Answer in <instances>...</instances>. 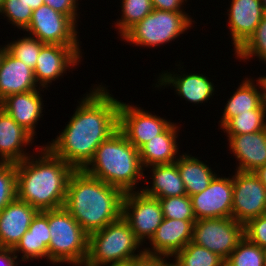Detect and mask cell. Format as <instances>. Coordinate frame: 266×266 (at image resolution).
I'll return each mask as SVG.
<instances>
[{"instance_id":"30","label":"cell","mask_w":266,"mask_h":266,"mask_svg":"<svg viewBox=\"0 0 266 266\" xmlns=\"http://www.w3.org/2000/svg\"><path fill=\"white\" fill-rule=\"evenodd\" d=\"M173 257L181 266H225L220 256L193 242H189Z\"/></svg>"},{"instance_id":"18","label":"cell","mask_w":266,"mask_h":266,"mask_svg":"<svg viewBox=\"0 0 266 266\" xmlns=\"http://www.w3.org/2000/svg\"><path fill=\"white\" fill-rule=\"evenodd\" d=\"M182 72V73H181ZM162 72L158 76L157 88L164 86H173L177 95L184 98L186 101L194 104L208 102L214 96L215 86L207 76L196 73ZM175 73V74H174Z\"/></svg>"},{"instance_id":"49","label":"cell","mask_w":266,"mask_h":266,"mask_svg":"<svg viewBox=\"0 0 266 266\" xmlns=\"http://www.w3.org/2000/svg\"><path fill=\"white\" fill-rule=\"evenodd\" d=\"M264 264L266 266V248H264Z\"/></svg>"},{"instance_id":"31","label":"cell","mask_w":266,"mask_h":266,"mask_svg":"<svg viewBox=\"0 0 266 266\" xmlns=\"http://www.w3.org/2000/svg\"><path fill=\"white\" fill-rule=\"evenodd\" d=\"M225 266H265L264 249L244 236L225 261Z\"/></svg>"},{"instance_id":"6","label":"cell","mask_w":266,"mask_h":266,"mask_svg":"<svg viewBox=\"0 0 266 266\" xmlns=\"http://www.w3.org/2000/svg\"><path fill=\"white\" fill-rule=\"evenodd\" d=\"M140 246L142 248V243L121 216L103 229L89 234L88 256L84 266L130 261L144 252L143 248L139 249Z\"/></svg>"},{"instance_id":"25","label":"cell","mask_w":266,"mask_h":266,"mask_svg":"<svg viewBox=\"0 0 266 266\" xmlns=\"http://www.w3.org/2000/svg\"><path fill=\"white\" fill-rule=\"evenodd\" d=\"M152 186L140 188L145 195L162 199L186 195L184 183L181 179L177 164H162L151 166Z\"/></svg>"},{"instance_id":"47","label":"cell","mask_w":266,"mask_h":266,"mask_svg":"<svg viewBox=\"0 0 266 266\" xmlns=\"http://www.w3.org/2000/svg\"><path fill=\"white\" fill-rule=\"evenodd\" d=\"M5 50H6V44L3 47L0 46V63L5 53Z\"/></svg>"},{"instance_id":"45","label":"cell","mask_w":266,"mask_h":266,"mask_svg":"<svg viewBox=\"0 0 266 266\" xmlns=\"http://www.w3.org/2000/svg\"><path fill=\"white\" fill-rule=\"evenodd\" d=\"M170 257H165L159 264L158 266H181L178 261L175 259H172L173 262H168L166 259H169Z\"/></svg>"},{"instance_id":"7","label":"cell","mask_w":266,"mask_h":266,"mask_svg":"<svg viewBox=\"0 0 266 266\" xmlns=\"http://www.w3.org/2000/svg\"><path fill=\"white\" fill-rule=\"evenodd\" d=\"M195 22L186 12L153 11L131 27L121 38L131 45L160 47L174 41Z\"/></svg>"},{"instance_id":"33","label":"cell","mask_w":266,"mask_h":266,"mask_svg":"<svg viewBox=\"0 0 266 266\" xmlns=\"http://www.w3.org/2000/svg\"><path fill=\"white\" fill-rule=\"evenodd\" d=\"M45 45L37 38L25 36L6 45V50L34 70L41 48Z\"/></svg>"},{"instance_id":"38","label":"cell","mask_w":266,"mask_h":266,"mask_svg":"<svg viewBox=\"0 0 266 266\" xmlns=\"http://www.w3.org/2000/svg\"><path fill=\"white\" fill-rule=\"evenodd\" d=\"M44 4L48 5L55 11H58L69 18H71L76 24L79 19L78 0H44Z\"/></svg>"},{"instance_id":"34","label":"cell","mask_w":266,"mask_h":266,"mask_svg":"<svg viewBox=\"0 0 266 266\" xmlns=\"http://www.w3.org/2000/svg\"><path fill=\"white\" fill-rule=\"evenodd\" d=\"M163 218L179 220H196L191 197L186 195L159 199Z\"/></svg>"},{"instance_id":"15","label":"cell","mask_w":266,"mask_h":266,"mask_svg":"<svg viewBox=\"0 0 266 266\" xmlns=\"http://www.w3.org/2000/svg\"><path fill=\"white\" fill-rule=\"evenodd\" d=\"M196 220L163 218L161 224L149 240L151 248L145 253L172 257L192 241L193 225Z\"/></svg>"},{"instance_id":"42","label":"cell","mask_w":266,"mask_h":266,"mask_svg":"<svg viewBox=\"0 0 266 266\" xmlns=\"http://www.w3.org/2000/svg\"><path fill=\"white\" fill-rule=\"evenodd\" d=\"M255 81L261 89V102L266 108V76L258 77Z\"/></svg>"},{"instance_id":"13","label":"cell","mask_w":266,"mask_h":266,"mask_svg":"<svg viewBox=\"0 0 266 266\" xmlns=\"http://www.w3.org/2000/svg\"><path fill=\"white\" fill-rule=\"evenodd\" d=\"M80 47L45 44L40 50L34 68V76L39 88L48 89L52 81L63 76V73H67L68 68L70 70V67L72 69L81 63L82 49Z\"/></svg>"},{"instance_id":"5","label":"cell","mask_w":266,"mask_h":266,"mask_svg":"<svg viewBox=\"0 0 266 266\" xmlns=\"http://www.w3.org/2000/svg\"><path fill=\"white\" fill-rule=\"evenodd\" d=\"M50 241L48 261L84 266L88 256L89 235L64 208L48 210Z\"/></svg>"},{"instance_id":"44","label":"cell","mask_w":266,"mask_h":266,"mask_svg":"<svg viewBox=\"0 0 266 266\" xmlns=\"http://www.w3.org/2000/svg\"><path fill=\"white\" fill-rule=\"evenodd\" d=\"M25 2L30 6L32 10H35L44 4V0H25Z\"/></svg>"},{"instance_id":"3","label":"cell","mask_w":266,"mask_h":266,"mask_svg":"<svg viewBox=\"0 0 266 266\" xmlns=\"http://www.w3.org/2000/svg\"><path fill=\"white\" fill-rule=\"evenodd\" d=\"M124 194L83 169H75L68 180L64 208L89 235L122 216Z\"/></svg>"},{"instance_id":"16","label":"cell","mask_w":266,"mask_h":266,"mask_svg":"<svg viewBox=\"0 0 266 266\" xmlns=\"http://www.w3.org/2000/svg\"><path fill=\"white\" fill-rule=\"evenodd\" d=\"M227 12L233 50L236 52L254 33L265 14L260 0H232Z\"/></svg>"},{"instance_id":"29","label":"cell","mask_w":266,"mask_h":266,"mask_svg":"<svg viewBox=\"0 0 266 266\" xmlns=\"http://www.w3.org/2000/svg\"><path fill=\"white\" fill-rule=\"evenodd\" d=\"M121 19L115 22L120 37H122L137 22H140L153 11L151 0H122Z\"/></svg>"},{"instance_id":"26","label":"cell","mask_w":266,"mask_h":266,"mask_svg":"<svg viewBox=\"0 0 266 266\" xmlns=\"http://www.w3.org/2000/svg\"><path fill=\"white\" fill-rule=\"evenodd\" d=\"M197 158L188 153H183L175 161L188 196L198 194L207 189L210 182L218 175L212 171L209 165Z\"/></svg>"},{"instance_id":"48","label":"cell","mask_w":266,"mask_h":266,"mask_svg":"<svg viewBox=\"0 0 266 266\" xmlns=\"http://www.w3.org/2000/svg\"><path fill=\"white\" fill-rule=\"evenodd\" d=\"M262 3V8H263V12L264 14H266V0H260Z\"/></svg>"},{"instance_id":"24","label":"cell","mask_w":266,"mask_h":266,"mask_svg":"<svg viewBox=\"0 0 266 266\" xmlns=\"http://www.w3.org/2000/svg\"><path fill=\"white\" fill-rule=\"evenodd\" d=\"M176 123H172L163 133L156 135L139 149L140 160L144 170L151 166L174 163L178 155V133ZM146 168V169H145Z\"/></svg>"},{"instance_id":"43","label":"cell","mask_w":266,"mask_h":266,"mask_svg":"<svg viewBox=\"0 0 266 266\" xmlns=\"http://www.w3.org/2000/svg\"><path fill=\"white\" fill-rule=\"evenodd\" d=\"M254 174L260 179L262 184L266 187V164L258 168Z\"/></svg>"},{"instance_id":"17","label":"cell","mask_w":266,"mask_h":266,"mask_svg":"<svg viewBox=\"0 0 266 266\" xmlns=\"http://www.w3.org/2000/svg\"><path fill=\"white\" fill-rule=\"evenodd\" d=\"M38 210L18 199L11 201L0 211V248L14 249L29 229Z\"/></svg>"},{"instance_id":"8","label":"cell","mask_w":266,"mask_h":266,"mask_svg":"<svg viewBox=\"0 0 266 266\" xmlns=\"http://www.w3.org/2000/svg\"><path fill=\"white\" fill-rule=\"evenodd\" d=\"M243 237L244 225L232 217L198 219L193 225L191 242L226 261Z\"/></svg>"},{"instance_id":"37","label":"cell","mask_w":266,"mask_h":266,"mask_svg":"<svg viewBox=\"0 0 266 266\" xmlns=\"http://www.w3.org/2000/svg\"><path fill=\"white\" fill-rule=\"evenodd\" d=\"M244 236L260 248H266V213L244 225Z\"/></svg>"},{"instance_id":"12","label":"cell","mask_w":266,"mask_h":266,"mask_svg":"<svg viewBox=\"0 0 266 266\" xmlns=\"http://www.w3.org/2000/svg\"><path fill=\"white\" fill-rule=\"evenodd\" d=\"M173 122L120 101L119 130L138 150L149 140L163 133Z\"/></svg>"},{"instance_id":"39","label":"cell","mask_w":266,"mask_h":266,"mask_svg":"<svg viewBox=\"0 0 266 266\" xmlns=\"http://www.w3.org/2000/svg\"><path fill=\"white\" fill-rule=\"evenodd\" d=\"M166 256L143 252L129 261V266H158Z\"/></svg>"},{"instance_id":"21","label":"cell","mask_w":266,"mask_h":266,"mask_svg":"<svg viewBox=\"0 0 266 266\" xmlns=\"http://www.w3.org/2000/svg\"><path fill=\"white\" fill-rule=\"evenodd\" d=\"M33 140L34 137L28 131L0 108V162L23 161L31 154L26 153L25 148Z\"/></svg>"},{"instance_id":"22","label":"cell","mask_w":266,"mask_h":266,"mask_svg":"<svg viewBox=\"0 0 266 266\" xmlns=\"http://www.w3.org/2000/svg\"><path fill=\"white\" fill-rule=\"evenodd\" d=\"M38 86L34 70L5 50L0 63V102L12 94L40 89Z\"/></svg>"},{"instance_id":"41","label":"cell","mask_w":266,"mask_h":266,"mask_svg":"<svg viewBox=\"0 0 266 266\" xmlns=\"http://www.w3.org/2000/svg\"><path fill=\"white\" fill-rule=\"evenodd\" d=\"M13 249L0 248V266H18L20 260Z\"/></svg>"},{"instance_id":"10","label":"cell","mask_w":266,"mask_h":266,"mask_svg":"<svg viewBox=\"0 0 266 266\" xmlns=\"http://www.w3.org/2000/svg\"><path fill=\"white\" fill-rule=\"evenodd\" d=\"M122 217L143 245L144 241L151 239L161 224L163 212L158 198L147 196L141 190H136L124 194Z\"/></svg>"},{"instance_id":"19","label":"cell","mask_w":266,"mask_h":266,"mask_svg":"<svg viewBox=\"0 0 266 266\" xmlns=\"http://www.w3.org/2000/svg\"><path fill=\"white\" fill-rule=\"evenodd\" d=\"M230 153H233L237 171L255 172L266 164V128L264 130L240 135H227Z\"/></svg>"},{"instance_id":"36","label":"cell","mask_w":266,"mask_h":266,"mask_svg":"<svg viewBox=\"0 0 266 266\" xmlns=\"http://www.w3.org/2000/svg\"><path fill=\"white\" fill-rule=\"evenodd\" d=\"M16 197V163L0 162V211Z\"/></svg>"},{"instance_id":"1","label":"cell","mask_w":266,"mask_h":266,"mask_svg":"<svg viewBox=\"0 0 266 266\" xmlns=\"http://www.w3.org/2000/svg\"><path fill=\"white\" fill-rule=\"evenodd\" d=\"M81 98L64 130L47 147L74 169H83L98 146L119 128L120 101L103 85Z\"/></svg>"},{"instance_id":"27","label":"cell","mask_w":266,"mask_h":266,"mask_svg":"<svg viewBox=\"0 0 266 266\" xmlns=\"http://www.w3.org/2000/svg\"><path fill=\"white\" fill-rule=\"evenodd\" d=\"M245 79L224 106L219 127L222 128L231 118L239 115V113H249V111L256 110L262 104L261 90H259L258 83L255 85L252 78L245 77Z\"/></svg>"},{"instance_id":"20","label":"cell","mask_w":266,"mask_h":266,"mask_svg":"<svg viewBox=\"0 0 266 266\" xmlns=\"http://www.w3.org/2000/svg\"><path fill=\"white\" fill-rule=\"evenodd\" d=\"M42 89L12 94L0 102V108L33 137L36 135V124L43 116Z\"/></svg>"},{"instance_id":"11","label":"cell","mask_w":266,"mask_h":266,"mask_svg":"<svg viewBox=\"0 0 266 266\" xmlns=\"http://www.w3.org/2000/svg\"><path fill=\"white\" fill-rule=\"evenodd\" d=\"M232 218L245 225L266 213V187L254 172L235 171Z\"/></svg>"},{"instance_id":"14","label":"cell","mask_w":266,"mask_h":266,"mask_svg":"<svg viewBox=\"0 0 266 266\" xmlns=\"http://www.w3.org/2000/svg\"><path fill=\"white\" fill-rule=\"evenodd\" d=\"M190 197L196 220L232 217V177L216 175L207 189Z\"/></svg>"},{"instance_id":"40","label":"cell","mask_w":266,"mask_h":266,"mask_svg":"<svg viewBox=\"0 0 266 266\" xmlns=\"http://www.w3.org/2000/svg\"><path fill=\"white\" fill-rule=\"evenodd\" d=\"M184 1L187 0H151L153 9L172 12H185L182 9V5L185 4Z\"/></svg>"},{"instance_id":"35","label":"cell","mask_w":266,"mask_h":266,"mask_svg":"<svg viewBox=\"0 0 266 266\" xmlns=\"http://www.w3.org/2000/svg\"><path fill=\"white\" fill-rule=\"evenodd\" d=\"M33 10L25 0H2L0 15L6 18L10 24L23 31L31 22Z\"/></svg>"},{"instance_id":"28","label":"cell","mask_w":266,"mask_h":266,"mask_svg":"<svg viewBox=\"0 0 266 266\" xmlns=\"http://www.w3.org/2000/svg\"><path fill=\"white\" fill-rule=\"evenodd\" d=\"M266 108L261 104L249 113H239L231 118L222 128L227 135L255 133L266 128Z\"/></svg>"},{"instance_id":"23","label":"cell","mask_w":266,"mask_h":266,"mask_svg":"<svg viewBox=\"0 0 266 266\" xmlns=\"http://www.w3.org/2000/svg\"><path fill=\"white\" fill-rule=\"evenodd\" d=\"M50 231L48 223V210L38 211L33 217L29 229L21 237V240L13 249L16 256L21 254V261H33V258L48 261V246Z\"/></svg>"},{"instance_id":"4","label":"cell","mask_w":266,"mask_h":266,"mask_svg":"<svg viewBox=\"0 0 266 266\" xmlns=\"http://www.w3.org/2000/svg\"><path fill=\"white\" fill-rule=\"evenodd\" d=\"M83 170L124 193L136 191L139 180L146 177L139 150L119 129L98 146Z\"/></svg>"},{"instance_id":"2","label":"cell","mask_w":266,"mask_h":266,"mask_svg":"<svg viewBox=\"0 0 266 266\" xmlns=\"http://www.w3.org/2000/svg\"><path fill=\"white\" fill-rule=\"evenodd\" d=\"M40 148L36 150L39 155L16 163L17 198L38 211L64 207L68 180L75 169L46 145Z\"/></svg>"},{"instance_id":"32","label":"cell","mask_w":266,"mask_h":266,"mask_svg":"<svg viewBox=\"0 0 266 266\" xmlns=\"http://www.w3.org/2000/svg\"><path fill=\"white\" fill-rule=\"evenodd\" d=\"M234 54L240 61L255 56L266 64V14L262 17L254 33Z\"/></svg>"},{"instance_id":"46","label":"cell","mask_w":266,"mask_h":266,"mask_svg":"<svg viewBox=\"0 0 266 266\" xmlns=\"http://www.w3.org/2000/svg\"><path fill=\"white\" fill-rule=\"evenodd\" d=\"M129 266V261H125V262H119V263H108V264H103L101 266Z\"/></svg>"},{"instance_id":"9","label":"cell","mask_w":266,"mask_h":266,"mask_svg":"<svg viewBox=\"0 0 266 266\" xmlns=\"http://www.w3.org/2000/svg\"><path fill=\"white\" fill-rule=\"evenodd\" d=\"M77 26L68 16L43 4L33 10L31 22L24 32L45 44L80 46Z\"/></svg>"}]
</instances>
